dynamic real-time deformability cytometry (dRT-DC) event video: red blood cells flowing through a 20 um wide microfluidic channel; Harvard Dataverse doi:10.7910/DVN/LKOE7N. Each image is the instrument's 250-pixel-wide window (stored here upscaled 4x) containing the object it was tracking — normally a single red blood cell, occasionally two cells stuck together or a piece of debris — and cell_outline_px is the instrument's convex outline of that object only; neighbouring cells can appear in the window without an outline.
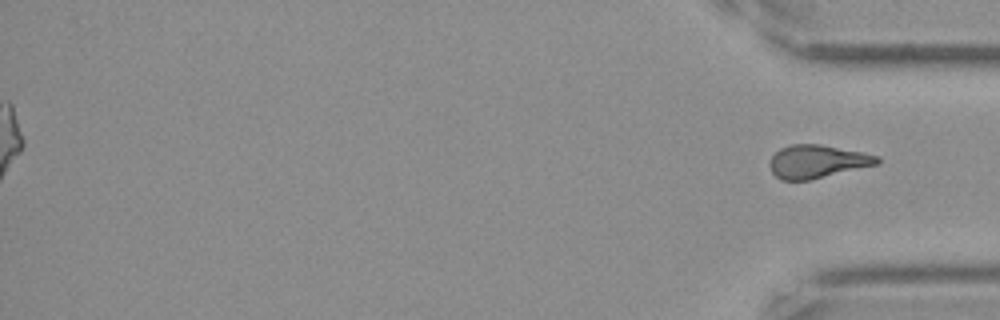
{"species": "Egyptian fruit bat (a non-hibernating species)", "species_latin": "Rousettus aegyptiacus", "temperature_condition": "cold", "stored_images_in_passage": 52, "segment_of_instrument_passage": [2, 2], "camera_frame_rate_fps": 3000, "um_per_image_px": 0.085, "frame": {"image": 1, "passage_image": 52, "time_ms": 17.0, "image_size_px": [1000, 320], "cell_outline_px": [[880, 164], [808, 180], [780, 180], [772, 172], [772, 156], [780, 148], [792, 144], [820, 144], [864, 152], [880, 156]], "centroid_in_image_um": [69.53, 13.72], "position_along_channel_um": 365.7, "area_um2": 20.63}}